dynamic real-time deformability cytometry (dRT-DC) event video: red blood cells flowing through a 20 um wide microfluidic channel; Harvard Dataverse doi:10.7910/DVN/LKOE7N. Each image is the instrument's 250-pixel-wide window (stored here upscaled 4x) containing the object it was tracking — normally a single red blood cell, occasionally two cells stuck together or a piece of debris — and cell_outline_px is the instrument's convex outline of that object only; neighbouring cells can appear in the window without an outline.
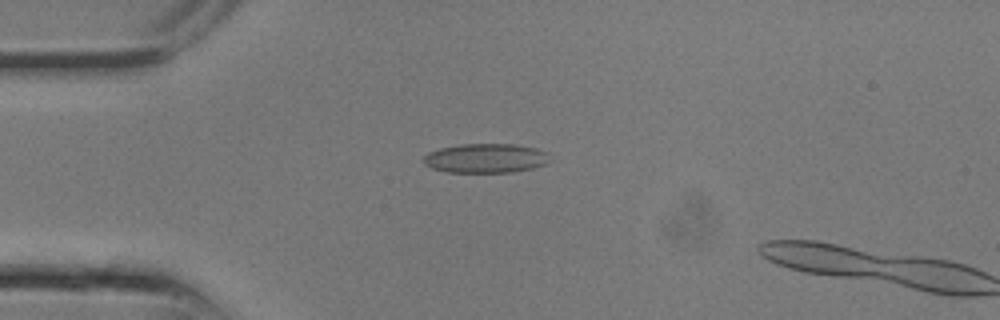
{"species": "common noctule bat (a hibernating species)", "species_latin": "Nyctalus noctula", "temperature_condition": "room temperature", "stored_images_in_passage": 7, "camera_frame_rate_fps": 3000, "um_per_image_px": 0.085, "animal": {"sex": "male", "body_mass_g": 13.3}, "frame": {"image": 1, "passage_image": 6, "time_ms": 1.667, "image_size_px": [1000, 320], "cell_outline_px": [[548, 152], [544, 164], [532, 168], [512, 172], [448, 172], [432, 168], [424, 164], [424, 156], [428, 152], [440, 148], [460, 144], [512, 144], [536, 148]], "centroid_in_image_um": [41.23, 13.44], "position_along_channel_um": 43.8, "area_um2": 21.33}}